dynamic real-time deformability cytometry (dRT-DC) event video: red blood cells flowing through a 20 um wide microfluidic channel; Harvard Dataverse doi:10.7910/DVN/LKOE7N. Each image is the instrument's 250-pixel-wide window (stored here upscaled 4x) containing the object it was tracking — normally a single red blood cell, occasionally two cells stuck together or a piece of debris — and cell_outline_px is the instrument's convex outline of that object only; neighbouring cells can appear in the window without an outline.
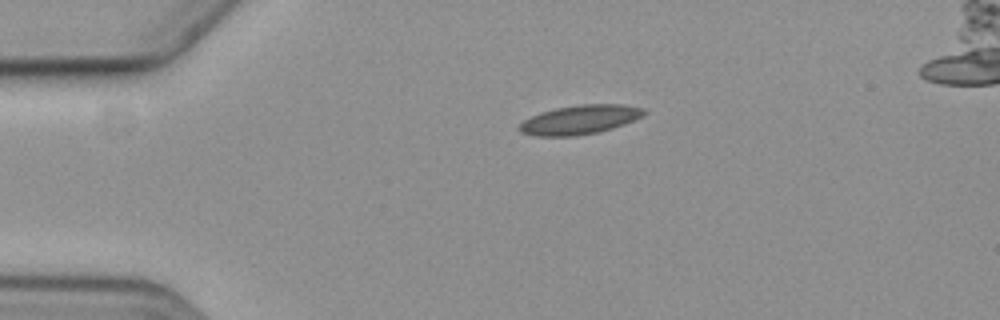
{"species": "common noctule bat (a hibernating species)", "species_latin": "Nyctalus noctula", "temperature_condition": "cold", "stored_images_in_passage": 4, "camera_frame_rate_fps": 3000, "um_per_image_px": 0.085, "animal": {"sex": "female", "body_mass_g": 19.3, "forearm_length_mm": 54.1}, "frame": {"image": 1, "passage_image": 1, "time_ms": 0.0, "image_size_px": [1000, 320], "cell_outline_px": [[648, 112], [624, 124], [612, 128], [596, 132], [576, 136], [532, 136], [520, 132], [516, 128], [524, 120], [540, 112], [556, 108], [580, 104], [624, 104], [644, 108]], "centroid_in_image_um": [49.25, 10.17], "position_along_channel_um": 35.8, "area_um2": 21.15}}
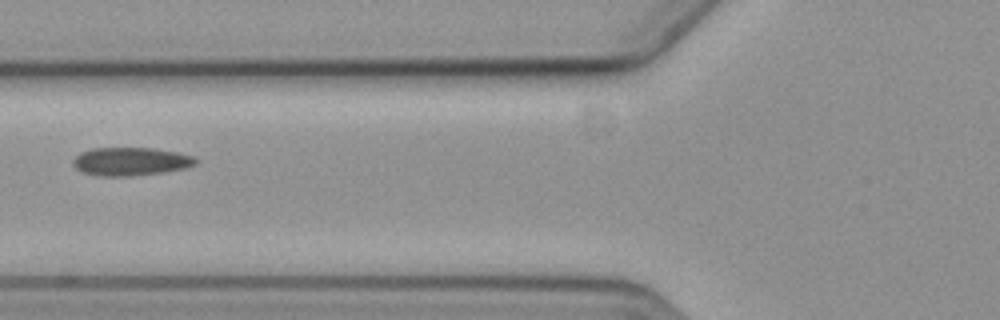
{"frame": {"image": 2, "passage_image": 4, "time_ms": 3.333, "image_size_px": [1000, 320], "cell_outline_px": [[196, 164], [188, 168], [164, 172], [128, 176], [100, 176], [84, 172], [76, 168], [72, 164], [72, 160], [80, 152], [92, 148], [152, 148], [176, 152], [196, 156]], "centroid_in_image_um": [11.12, 13.72], "position_along_channel_um": 114.7, "area_um2": 20.23}}